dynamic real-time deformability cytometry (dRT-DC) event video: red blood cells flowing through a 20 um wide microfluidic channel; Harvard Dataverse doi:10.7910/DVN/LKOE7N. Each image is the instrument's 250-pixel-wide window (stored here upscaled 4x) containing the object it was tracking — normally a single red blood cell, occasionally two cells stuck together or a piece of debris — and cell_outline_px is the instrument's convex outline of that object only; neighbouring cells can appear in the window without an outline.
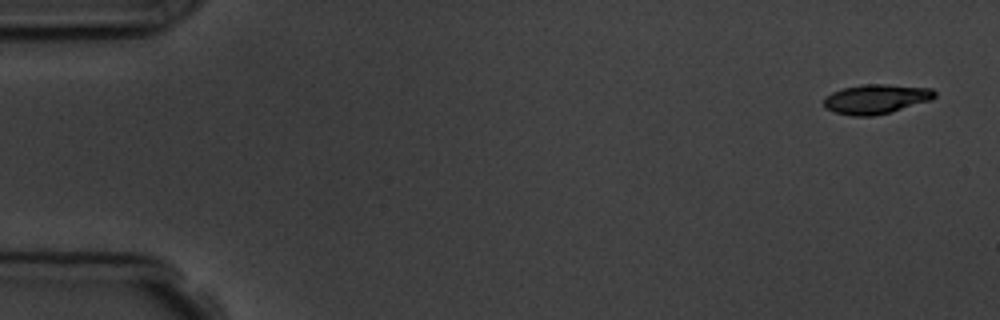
{"species": "common noctule bat (a hibernating species)", "species_latin": "Nyctalus noctula", "temperature_condition": "room temperature", "stored_images_in_passage": 5, "camera_frame_rate_fps": 3000, "um_per_image_px": 0.085, "animal": {"sex": "male", "body_mass_g": 19.5, "forearm_length_mm": 54.6}, "frame": {"image": 1, "passage_image": 1, "time_ms": 0.0, "image_size_px": [1000, 320], "cell_outline_px": [[936, 96], [932, 100], [892, 112], [872, 116], [852, 116], [836, 112], [824, 108], [824, 96], [832, 92], [844, 88], [860, 84], [888, 84], [932, 88], [936, 92]], "centroid_in_image_um": [74.48, 8.41], "position_along_channel_um": 10.5, "area_um2": 19.31}}
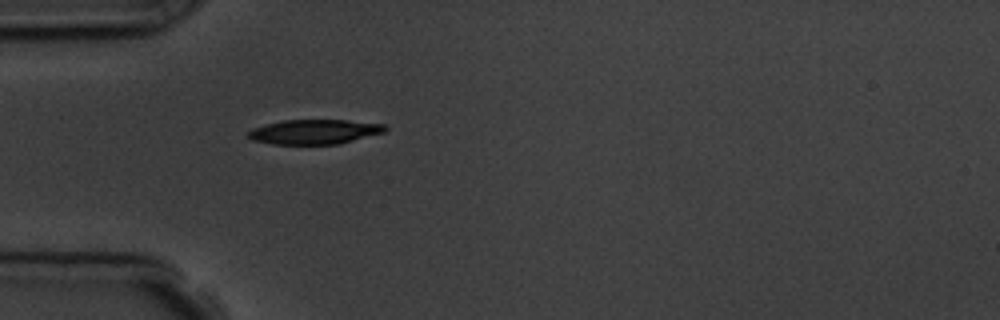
{"frame": {"image": 2, "passage_image": 5, "time_ms": 4.667, "image_size_px": [1000, 320], "cell_outline_px": [[388, 128], [384, 132], [340, 144], [272, 144], [252, 140], [248, 136], [248, 132], [252, 128], [284, 120], [348, 120], [384, 124]], "centroid_in_image_um": [26.75, 11.2], "position_along_channel_um": 58.3, "area_um2": 19.59}}